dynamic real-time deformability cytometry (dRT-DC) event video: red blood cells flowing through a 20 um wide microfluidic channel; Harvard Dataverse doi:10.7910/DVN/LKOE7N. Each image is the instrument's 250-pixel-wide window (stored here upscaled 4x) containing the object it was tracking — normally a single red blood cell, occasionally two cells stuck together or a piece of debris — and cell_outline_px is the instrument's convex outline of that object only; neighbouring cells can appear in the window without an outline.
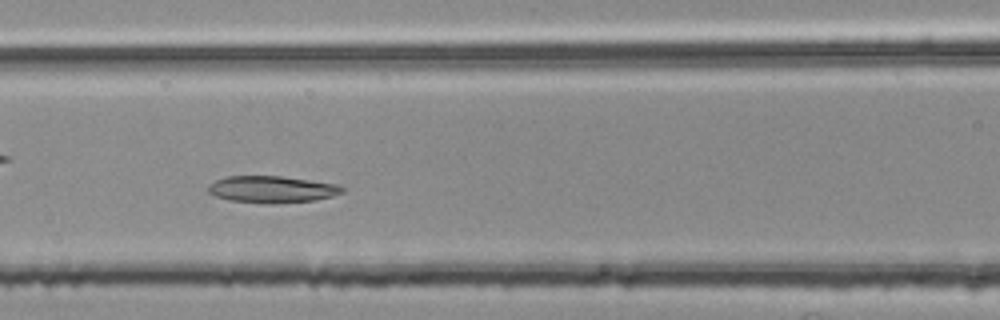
{"species": "common noctule bat (a hibernating species)", "species_latin": "Nyctalus noctula", "temperature_condition": "room temperature", "stored_images_in_passage": 47, "camera_frame_rate_fps": 3000, "um_per_image_px": 0.085, "animal": {"sex": "female", "body_mass_g": 25.1}, "frame": {"image": 1, "passage_image": 18, "time_ms": 5.667, "image_size_px": [1000, 320], "cell_outline_px": [[344, 192], [332, 196], [316, 200], [228, 200], [216, 196], [208, 192], [208, 184], [216, 180], [228, 176], [280, 176], [340, 184], [344, 188]], "centroid_in_image_um": [23.13, 16.03], "position_along_channel_um": 143.5, "area_um2": 19.77}}
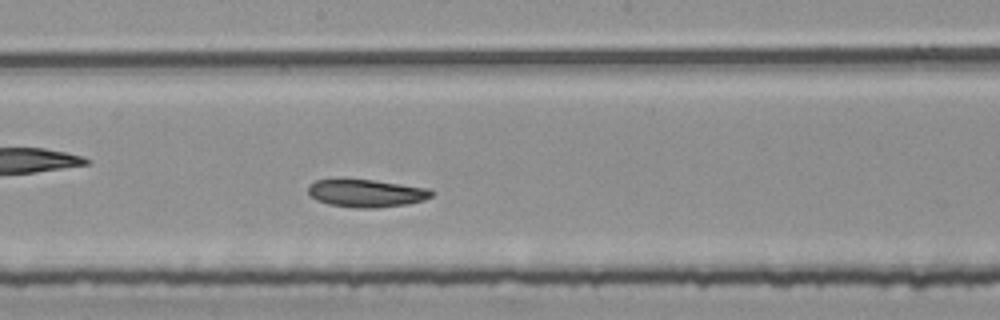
{"frame": {"image": 2, "passage_image": 24, "time_ms": 7.667, "image_size_px": [1000, 320], "cell_outline_px": [[436, 192], [432, 196], [424, 200], [408, 204], [376, 208], [356, 208], [328, 204], [316, 200], [308, 192], [308, 184], [316, 180], [340, 176], [344, 176], [432, 188]], "centroid_in_image_um": [31.12, 16.38], "position_along_channel_um": 217.1, "area_um2": 20.92}}
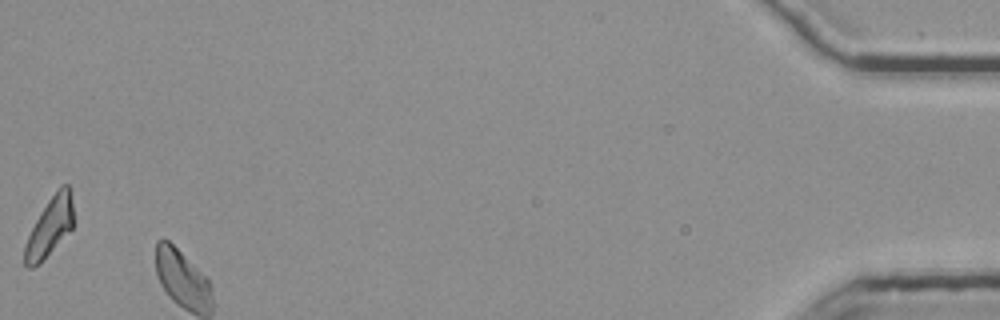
{"frame": {"image": 3, "passage_image": 47, "time_ms": 15.333, "image_size_px": [1000, 320], "cell_outline_px": [[72, 228], [40, 264], [32, 268], [28, 268], [24, 264], [24, 248], [28, 236], [40, 212], [48, 200], [60, 184], [68, 184], [72, 200]], "centroid_in_image_um": [4.21, 19.3], "position_along_channel_um": 431.0, "area_um2": 16.53}, "authors_computed_cell_mechanics": {"area_um2": 20.4034, "velocity_mm_per_s": 3.6841, "shape_relaxation_time_tau1_ms": null, "shape_relaxation_time_tau2_ms": 6.6587, "deformation_change_tau1": null, "deformation_change_tau2": 0.1277}}